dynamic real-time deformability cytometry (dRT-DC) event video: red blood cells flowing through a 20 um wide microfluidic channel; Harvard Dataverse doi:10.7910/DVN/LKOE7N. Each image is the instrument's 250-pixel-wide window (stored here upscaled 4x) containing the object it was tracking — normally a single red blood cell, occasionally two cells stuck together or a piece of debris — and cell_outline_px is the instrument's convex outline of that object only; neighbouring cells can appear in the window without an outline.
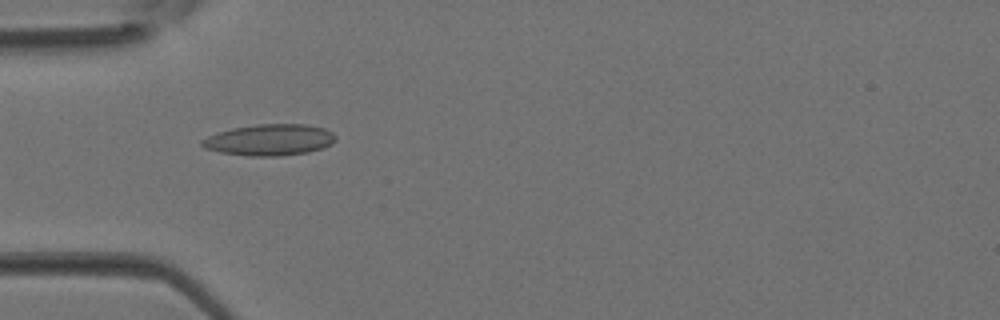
{"species": "Egyptian fruit bat (a non-hibernating species)", "species_latin": "Rousettus aegyptiacus", "temperature_condition": "room temperature", "stored_images_in_passage": 2, "camera_frame_rate_fps": 3000, "um_per_image_px": 0.085, "animal": {"sex": "female"}, "frame": {"image": 1, "passage_image": 2, "time_ms": 0.333, "image_size_px": [1000, 320], "cell_outline_px": [[336, 140], [332, 144], [324, 148], [308, 152], [280, 156], [248, 156], [220, 152], [204, 148], [200, 144], [200, 140], [208, 136], [232, 128], [256, 124], [304, 124], [324, 128], [332, 132], [336, 136]], "centroid_in_image_um": [22.93, 11.89], "position_along_channel_um": 62.1, "area_um2": 24.51}}